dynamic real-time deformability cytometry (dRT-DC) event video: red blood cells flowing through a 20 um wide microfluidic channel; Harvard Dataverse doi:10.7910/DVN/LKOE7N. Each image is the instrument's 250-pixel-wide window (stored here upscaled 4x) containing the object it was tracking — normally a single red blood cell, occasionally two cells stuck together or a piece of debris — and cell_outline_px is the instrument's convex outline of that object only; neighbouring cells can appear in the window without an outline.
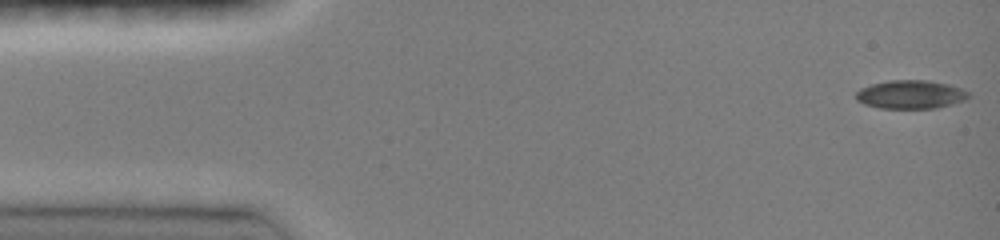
{"species": "common noctule bat (a hibernating species)", "species_latin": "Nyctalus noctula", "temperature_condition": "room temperature", "stored_images_in_passage": 47, "camera_frame_rate_fps": 3000, "um_per_image_px": 0.085, "animal": {"sex": "female", "body_mass_g": 19.0, "forearm_length_mm": 51.5}, "frame": {"image": 1, "passage_image": 1, "time_ms": 0.0, "image_size_px": [1000, 240], "cell_outline_px": [[972, 96], [964, 100], [952, 104], [936, 108], [880, 108], [864, 104], [856, 100], [856, 92], [860, 88], [872, 84], [888, 80], [928, 80], [948, 84], [960, 88], [968, 92]], "centroid_in_image_um": [77.4, 8.03], "position_along_channel_um": 7.6, "area_um2": 18.73}}
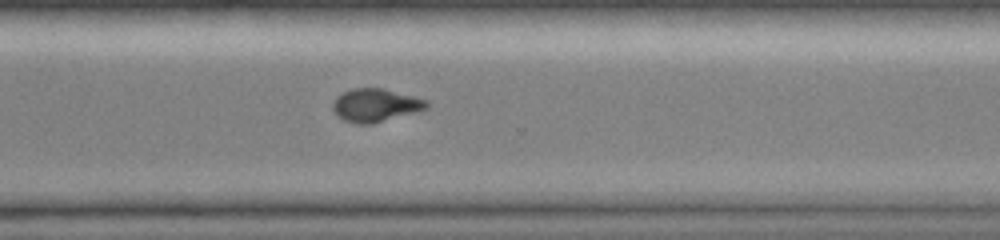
{"frame": {"image": 2, "passage_image": 34, "time_ms": 11.0, "image_size_px": [1000, 240], "cell_outline_px": [[428, 108], [372, 124], [356, 124], [344, 120], [332, 108], [332, 104], [336, 96], [352, 88], [384, 88], [428, 100]], "centroid_in_image_um": [31.91, 8.93], "position_along_channel_um": 338.7, "area_um2": 17.98}}
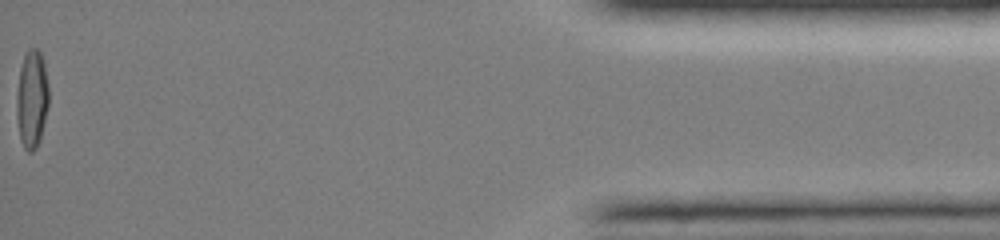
{"frame": {"image": 3, "passage_image": 47, "time_ms": 15.333, "image_size_px": [1000, 240], "cell_outline_px": [[48, 104], [40, 140], [36, 148], [32, 152], [28, 152], [24, 148], [20, 140], [16, 116], [16, 96], [20, 68], [24, 56], [28, 48], [36, 48], [40, 52], [44, 64], [48, 84]], "centroid_in_image_um": [2.69, 8.44], "position_along_channel_um": 432.5, "area_um2": 18.44}, "authors_computed_cell_mechanics": {"area_um2": 18.496, "velocity_mm_per_s": 4.0847, "shape_relaxation_time_tau1_ms": 7.8793, "shape_relaxation_time_tau2_ms": 4.8313, "deformation_change_tau1": 0.2376, "deformation_change_tau2": 0.0875}}